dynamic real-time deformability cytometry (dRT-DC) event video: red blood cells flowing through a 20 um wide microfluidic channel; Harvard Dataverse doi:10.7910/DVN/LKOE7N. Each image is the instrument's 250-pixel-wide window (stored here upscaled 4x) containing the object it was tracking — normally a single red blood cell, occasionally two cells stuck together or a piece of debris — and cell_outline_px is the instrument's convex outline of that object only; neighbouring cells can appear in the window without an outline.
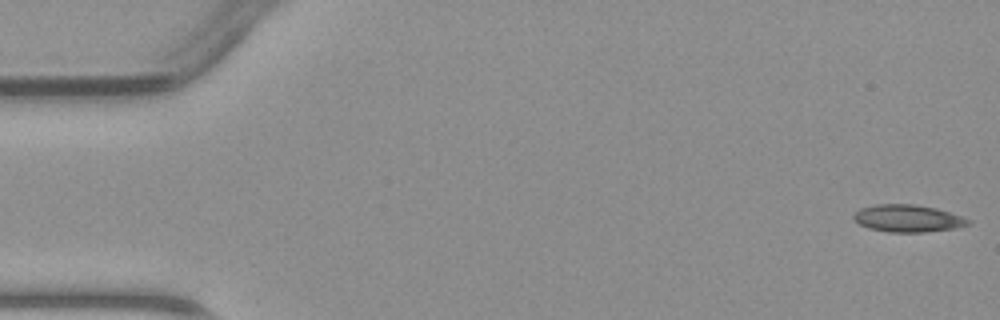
{"species": "common noctule bat (a hibernating species)", "species_latin": "Nyctalus noctula", "temperature_condition": "warm", "stored_images_in_passage": 46, "camera_frame_rate_fps": 3000, "um_per_image_px": 0.085, "animal": {"sex": "male", "body_mass_g": 23.1, "forearm_length_mm": 52.7}, "frame": {"image": 1, "passage_image": 1, "time_ms": 0.0, "image_size_px": [1000, 320], "cell_outline_px": [[972, 220], [968, 224], [952, 228], [924, 232], [888, 232], [868, 228], [852, 220], [852, 216], [860, 208], [876, 204], [916, 204], [936, 208]], "centroid_in_image_um": [77.1, 18.55], "position_along_channel_um": 7.9, "area_um2": 18.09}}
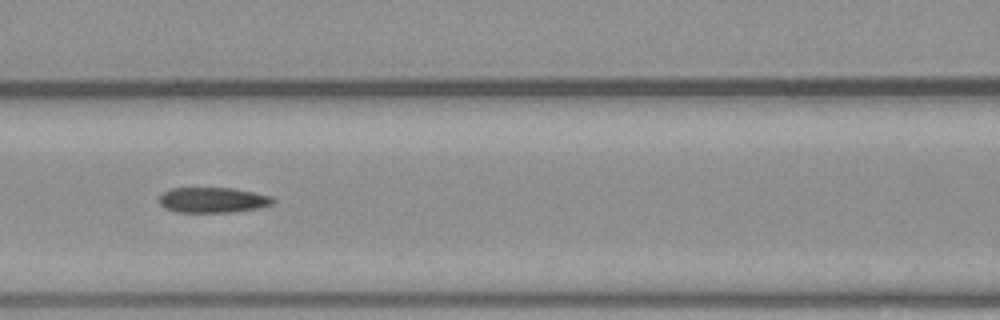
{"frame": {"image": 2, "passage_image": 20, "time_ms": 6.333, "image_size_px": [1000, 320], "cell_outline_px": [[276, 200], [272, 204], [260, 208], [232, 212], [176, 212], [164, 208], [160, 204], [160, 196], [164, 192], [172, 188], [232, 188], [256, 192], [272, 196]], "centroid_in_image_um": [18.13, 17.0], "position_along_channel_um": 148.5, "area_um2": 16.94}}
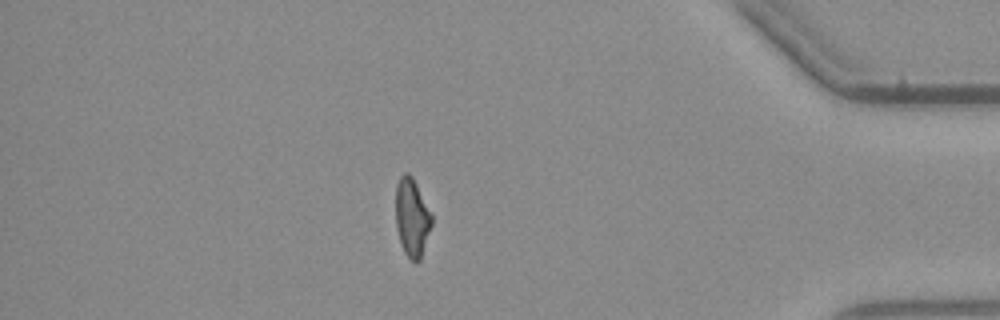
{"frame": {"image": 3, "passage_image": 40, "time_ms": 13.0, "image_size_px": [1000, 320], "cell_outline_px": [[432, 224], [420, 260], [416, 264], [404, 252], [400, 244], [396, 228], [396, 184], [400, 176], [404, 172], [408, 172], [412, 176], [432, 216]], "centroid_in_image_um": [35.0, 18.5], "position_along_channel_um": 400.2, "area_um2": 16.36}}